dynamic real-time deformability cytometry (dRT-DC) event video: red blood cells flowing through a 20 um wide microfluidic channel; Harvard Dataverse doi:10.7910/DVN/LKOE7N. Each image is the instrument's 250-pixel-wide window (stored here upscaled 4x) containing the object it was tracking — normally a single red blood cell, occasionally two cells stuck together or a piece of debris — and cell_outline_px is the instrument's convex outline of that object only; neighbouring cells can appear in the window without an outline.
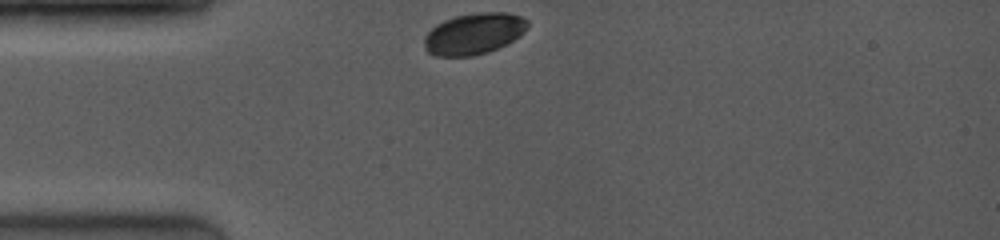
{"species": "common noctule bat (a hibernating species)", "species_latin": "Nyctalus noctula", "temperature_condition": "room temperature", "stored_images_in_passage": 25, "camera_frame_rate_fps": 4000, "um_per_image_px": 0.085, "animal": {"sex": "female", "body_mass_g": 19.0, "forearm_length_mm": 53.3}, "frame": {"image": 1, "passage_image": 1, "time_ms": 0.0, "image_size_px": [1000, 240], "cell_outline_px": [[528, 28], [520, 36], [488, 52], [472, 56], [432, 56], [424, 48], [424, 36], [436, 24], [444, 20], [456, 16], [484, 12], [508, 12], [520, 16], [528, 20]], "centroid_in_image_um": [40.27, 2.87], "position_along_channel_um": 44.7, "area_um2": 24.85}}
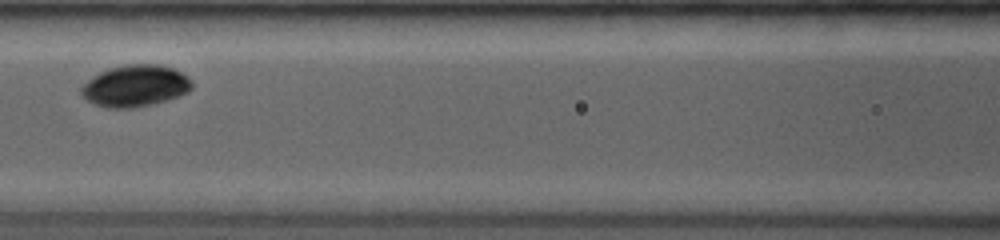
{"frame": {"image": 2, "passage_image": 12, "time_ms": 3.25, "image_size_px": [1000, 240], "cell_outline_px": [[192, 88], [188, 92], [168, 100], [152, 104], [132, 108], [104, 108], [88, 100], [80, 92], [80, 88], [84, 84], [100, 72], [112, 68], [128, 64], [156, 64], [172, 68], [180, 72], [192, 84]], "centroid_in_image_um": [11.49, 7.31], "position_along_channel_um": 155.1, "area_um2": 26.41}}
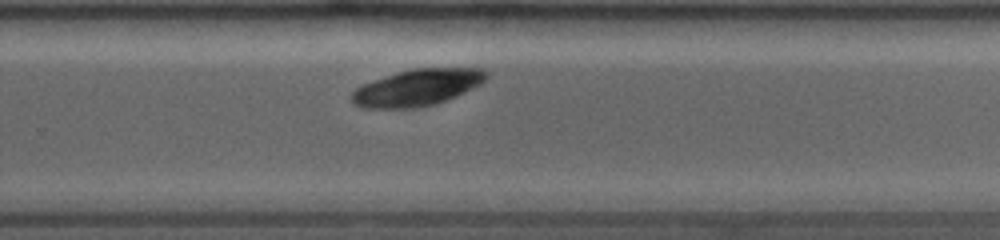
{"frame": {"image": 3, "passage_image": 25, "time_ms": 6.75, "image_size_px": [1000, 240], "cell_outline_px": [[488, 76], [480, 84], [456, 96], [436, 104], [416, 108], [360, 108], [352, 104], [352, 92], [356, 88], [364, 84], [412, 68], [480, 68]], "centroid_in_image_um": [35.45, 7.46], "position_along_channel_um": 294.4, "area_um2": 28.32}}